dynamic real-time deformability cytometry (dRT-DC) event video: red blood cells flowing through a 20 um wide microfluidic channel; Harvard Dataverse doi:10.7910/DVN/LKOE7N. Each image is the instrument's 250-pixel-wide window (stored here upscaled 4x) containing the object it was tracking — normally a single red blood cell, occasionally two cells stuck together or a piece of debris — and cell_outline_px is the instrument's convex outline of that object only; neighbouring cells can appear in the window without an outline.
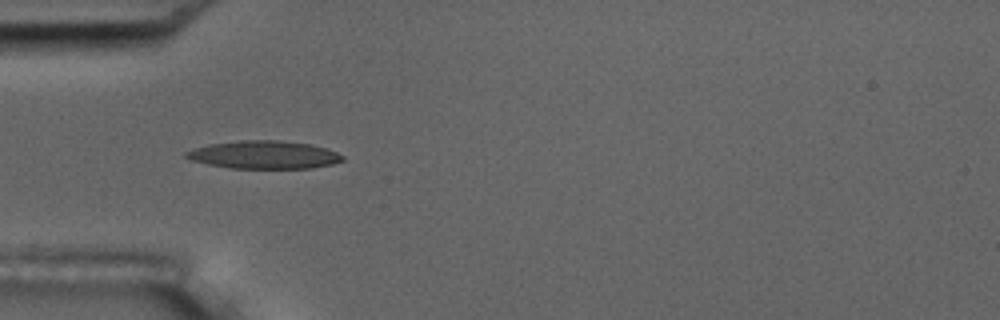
{"species": "common noctule bat (a hibernating species)", "species_latin": "Nyctalus noctula", "temperature_condition": "room temperature", "stored_images_in_passage": 13, "camera_frame_rate_fps": 3000, "um_per_image_px": 0.085, "animal": {"sex": "male", "body_mass_g": 17.5, "forearm_length_mm": 52.3}, "frame": {"image": 1, "passage_image": 3, "time_ms": 3.0, "image_size_px": [1000, 320], "cell_outline_px": [[344, 160], [332, 164], [312, 168], [232, 168], [208, 164], [192, 160], [184, 156], [184, 152], [208, 144], [240, 140], [280, 140], [308, 144], [324, 148], [336, 152], [344, 156]], "centroid_in_image_um": [22.43, 13.15], "position_along_channel_um": 62.6, "area_um2": 25.32}}
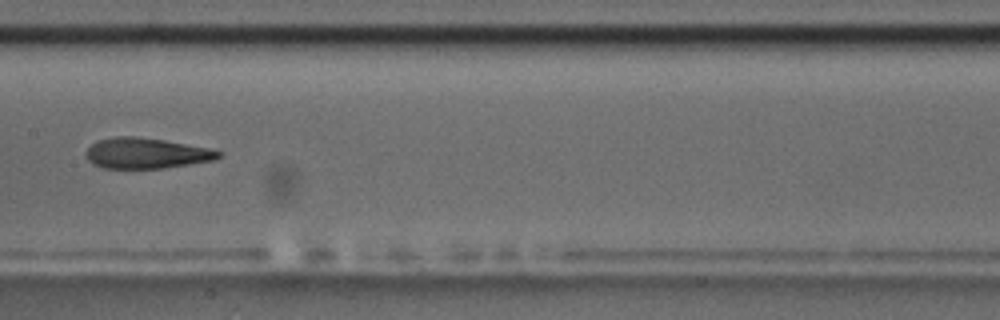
{"frame": {"image": 2, "passage_image": 6, "time_ms": 6.667, "image_size_px": [1000, 320], "cell_outline_px": [[220, 156], [212, 160], [164, 168], [104, 168], [92, 164], [88, 160], [84, 152], [96, 140], [116, 136], [136, 136], [164, 140], [208, 148], [220, 152]], "centroid_in_image_um": [12.35, 13.02], "position_along_channel_um": 195.1, "area_um2": 23.47}, "authors_computed_cell_mechanics": {"area_um2": 23.8714, "velocity_mm_per_s": 3.6508, "shape_relaxation_time_tau1_ms": 5.1828, "shape_relaxation_time_tau2_ms": null, "deformation_change_tau1": 0.1535, "deformation_change_tau2": null}}